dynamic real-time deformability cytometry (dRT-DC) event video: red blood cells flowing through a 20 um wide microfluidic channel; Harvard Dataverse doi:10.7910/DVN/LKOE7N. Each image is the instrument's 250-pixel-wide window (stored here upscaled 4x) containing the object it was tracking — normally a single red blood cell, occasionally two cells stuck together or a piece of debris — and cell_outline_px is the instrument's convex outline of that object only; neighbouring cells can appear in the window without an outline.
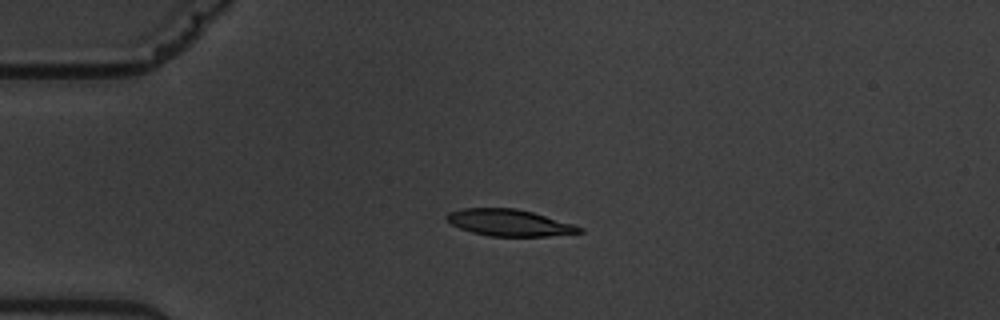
{"species": "common noctule bat (a hibernating species)", "species_latin": "Nyctalus noctula", "temperature_condition": "warm", "stored_images_in_passage": 5, "camera_frame_rate_fps": 3000, "um_per_image_px": 0.085, "animal": {"sex": "male", "body_mass_g": 19.5, "forearm_length_mm": 54.6}, "frame": {"image": 1, "passage_image": 4, "time_ms": 3.667, "image_size_px": [1000, 320], "cell_outline_px": [[584, 232], [548, 236], [488, 236], [472, 232], [460, 228], [452, 224], [444, 216], [448, 212], [464, 208], [516, 208], [532, 212], [572, 224], [584, 228]], "centroid_in_image_um": [43.27, 18.93], "position_along_channel_um": 41.7, "area_um2": 20.46}}